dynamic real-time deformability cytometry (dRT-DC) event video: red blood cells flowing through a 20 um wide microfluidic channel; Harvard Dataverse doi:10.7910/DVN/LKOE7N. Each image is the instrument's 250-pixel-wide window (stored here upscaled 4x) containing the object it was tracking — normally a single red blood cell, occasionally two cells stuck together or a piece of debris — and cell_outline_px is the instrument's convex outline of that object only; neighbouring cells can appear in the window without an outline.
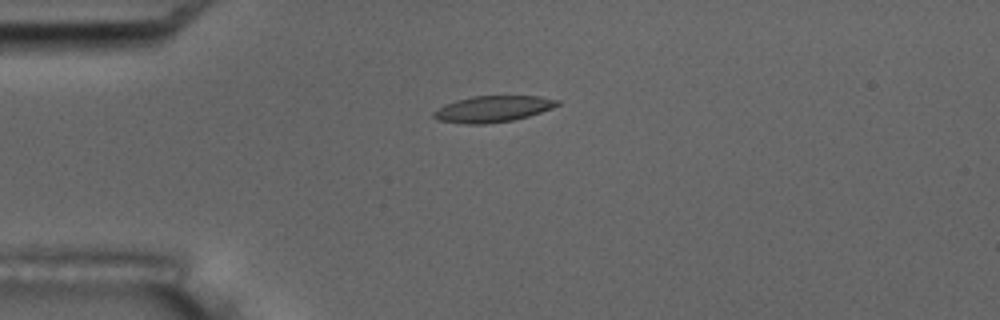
{"species": "common noctule bat (a hibernating species)", "species_latin": "Nyctalus noctula", "temperature_condition": "room temperature", "stored_images_in_passage": 2, "camera_frame_rate_fps": 3000, "um_per_image_px": 0.085, "animal": {"sex": "male", "body_mass_g": 17.5, "forearm_length_mm": 52.3}, "frame": {"image": 1, "passage_image": 2, "time_ms": 1.333, "image_size_px": [1000, 320], "cell_outline_px": [[560, 104], [552, 108], [528, 116], [512, 120], [484, 124], [468, 124], [436, 120], [432, 116], [432, 112], [444, 104], [456, 100], [472, 96], [540, 96], [560, 100]], "centroid_in_image_um": [41.86, 9.25], "position_along_channel_um": 43.1, "area_um2": 18.96}}